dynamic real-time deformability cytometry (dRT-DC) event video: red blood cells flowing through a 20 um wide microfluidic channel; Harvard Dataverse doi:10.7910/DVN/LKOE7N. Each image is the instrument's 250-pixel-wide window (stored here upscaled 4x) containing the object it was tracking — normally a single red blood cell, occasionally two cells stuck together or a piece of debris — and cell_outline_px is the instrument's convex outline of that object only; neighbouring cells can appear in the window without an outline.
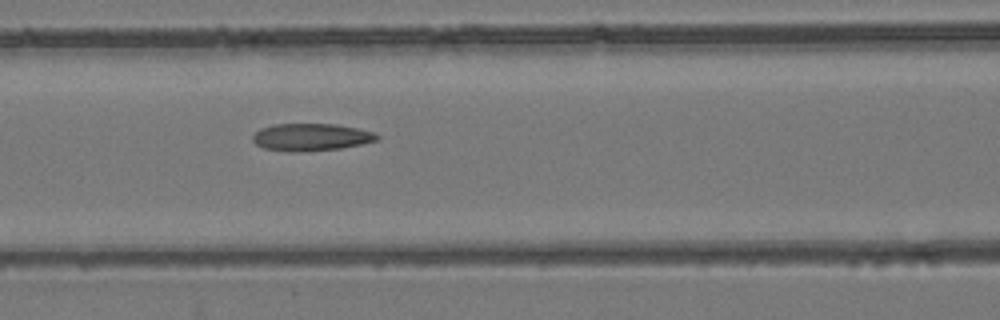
{"species": "common noctule bat (a hibernating species)", "species_latin": "Nyctalus noctula", "temperature_condition": "room temperature", "stored_images_in_passage": 5, "camera_frame_rate_fps": 3000, "um_per_image_px": 0.085, "animal": {"sex": "female", "body_mass_g": 24.6, "forearm_length_mm": 56.2}, "frame": {"image": 1, "passage_image": 5, "time_ms": 4.333, "image_size_px": [1000, 320], "cell_outline_px": [[380, 140], [340, 148], [300, 152], [296, 152], [264, 148], [256, 144], [252, 140], [252, 136], [260, 128], [272, 124], [336, 124], [356, 128], [372, 132], [380, 136]], "centroid_in_image_um": [26.43, 11.65], "position_along_channel_um": 140.2, "area_um2": 19.71}}